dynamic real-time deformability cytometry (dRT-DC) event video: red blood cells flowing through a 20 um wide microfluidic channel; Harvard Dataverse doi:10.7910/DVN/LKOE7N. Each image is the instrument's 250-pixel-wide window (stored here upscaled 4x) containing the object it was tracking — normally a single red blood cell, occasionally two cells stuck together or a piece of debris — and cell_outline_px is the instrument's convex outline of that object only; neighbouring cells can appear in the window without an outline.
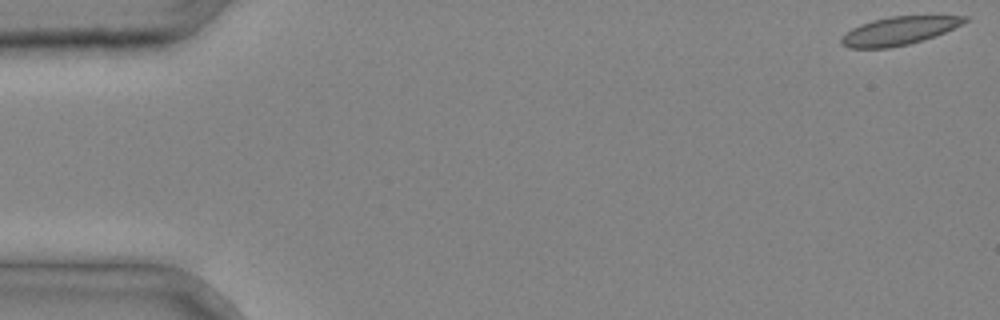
{"species": "common noctule bat (a hibernating species)", "species_latin": "Nyctalus noctula", "temperature_condition": "cold", "stored_images_in_passage": 4, "camera_frame_rate_fps": 3000, "um_per_image_px": 0.085, "animal": {"sex": "male", "body_mass_g": 20.4}, "frame": {"image": 1, "passage_image": 1, "time_ms": 0.0, "image_size_px": [1000, 320], "cell_outline_px": [[968, 20], [944, 32], [924, 40], [908, 44], [888, 48], [848, 48], [840, 44], [840, 36], [844, 32], [860, 24], [872, 20], [892, 16], [968, 16]], "centroid_in_image_um": [76.32, 2.63], "position_along_channel_um": 8.7, "area_um2": 20.23}}
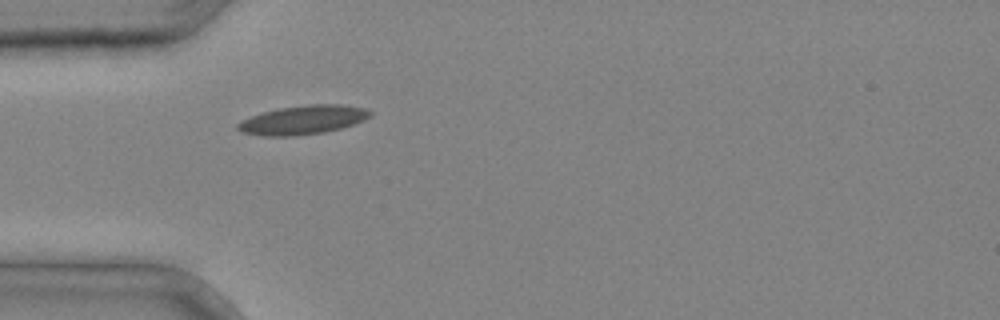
{"frame": {"image": 2, "passage_image": 4, "time_ms": 1.0, "image_size_px": [1000, 320], "cell_outline_px": [[372, 116], [364, 120], [340, 128], [324, 132], [292, 136], [260, 136], [240, 132], [236, 128], [236, 124], [240, 120], [276, 108], [308, 104], [340, 104], [364, 108], [372, 112]], "centroid_in_image_um": [25.71, 10.19], "position_along_channel_um": 59.3, "area_um2": 22.43}}